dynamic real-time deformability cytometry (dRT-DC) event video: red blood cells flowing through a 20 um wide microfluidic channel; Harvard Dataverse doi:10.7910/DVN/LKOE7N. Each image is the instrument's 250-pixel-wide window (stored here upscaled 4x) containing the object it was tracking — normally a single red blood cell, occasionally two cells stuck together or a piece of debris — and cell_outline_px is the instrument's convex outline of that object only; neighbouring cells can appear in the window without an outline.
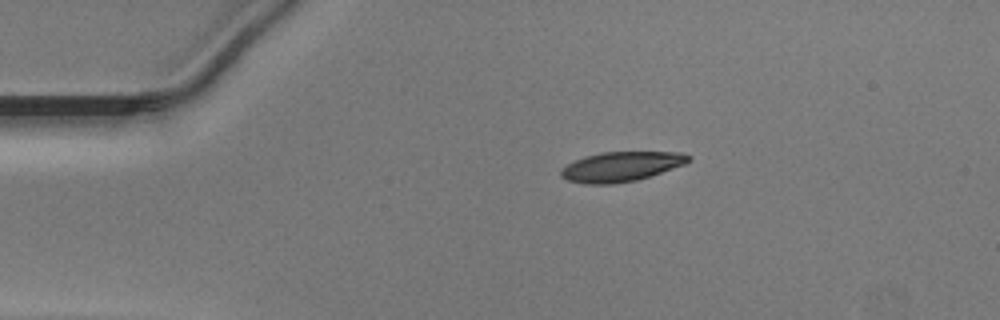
{"species": "Egyptian fruit bat (a non-hibernating species)", "species_latin": "Rousettus aegyptiacus", "temperature_condition": "warm", "stored_images_in_passage": 41, "camera_frame_rate_fps": 3000, "um_per_image_px": 0.085, "animal": {"sex": "male"}, "frame": {"image": 1, "passage_image": 1, "time_ms": 0.0, "image_size_px": [1000, 320], "cell_outline_px": [[692, 160], [684, 164], [636, 180], [612, 184], [584, 184], [568, 180], [560, 176], [560, 168], [584, 156], [604, 152], [684, 152], [692, 156]], "centroid_in_image_um": [52.79, 14.15], "position_along_channel_um": 32.2, "area_um2": 22.02}}
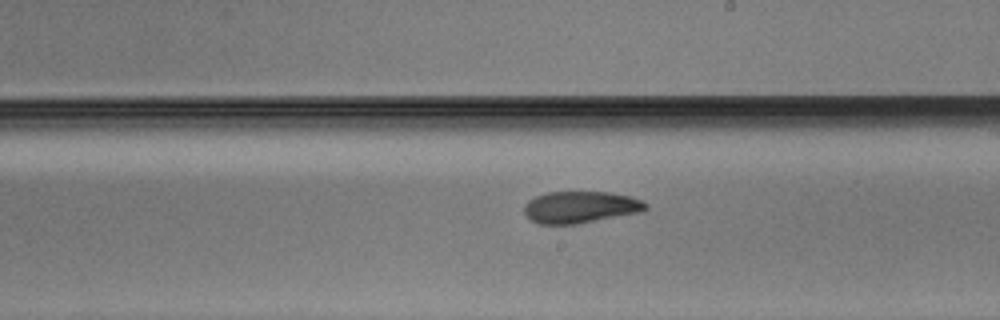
{"frame": {"image": 2, "passage_image": 20, "time_ms": 6.333, "image_size_px": [1000, 320], "cell_outline_px": [[648, 208], [640, 212], [576, 224], [540, 224], [532, 220], [524, 212], [524, 204], [528, 200], [536, 196], [548, 192], [608, 192], [628, 196], [640, 200], [648, 204]], "centroid_in_image_um": [49.32, 17.6], "position_along_channel_um": 239.7, "area_um2": 22.31}}
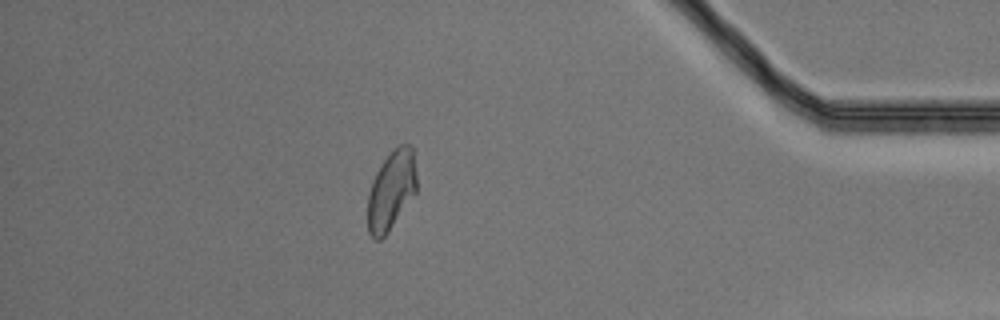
{"frame": {"image": 3, "passage_image": 35, "time_ms": 11.333, "image_size_px": [1000, 320], "cell_outline_px": [[416, 192], [388, 232], [380, 240], [376, 240], [368, 232], [368, 196], [372, 180], [380, 164], [400, 144], [408, 144], [412, 148], [416, 176]], "centroid_in_image_um": [33.25, 16.2], "position_along_channel_um": 402.0, "area_um2": 22.25}}